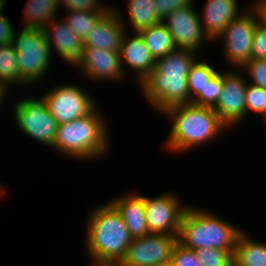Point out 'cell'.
I'll return each mask as SVG.
<instances>
[{
	"mask_svg": "<svg viewBox=\"0 0 266 266\" xmlns=\"http://www.w3.org/2000/svg\"><path fill=\"white\" fill-rule=\"evenodd\" d=\"M197 58L196 52L175 49L156 59L154 69L138 85L142 97L160 114L170 107L191 103L187 75Z\"/></svg>",
	"mask_w": 266,
	"mask_h": 266,
	"instance_id": "6da1fadb",
	"label": "cell"
},
{
	"mask_svg": "<svg viewBox=\"0 0 266 266\" xmlns=\"http://www.w3.org/2000/svg\"><path fill=\"white\" fill-rule=\"evenodd\" d=\"M85 242L89 266H117L133 238L116 208L109 202L88 213Z\"/></svg>",
	"mask_w": 266,
	"mask_h": 266,
	"instance_id": "7a4b0ae2",
	"label": "cell"
},
{
	"mask_svg": "<svg viewBox=\"0 0 266 266\" xmlns=\"http://www.w3.org/2000/svg\"><path fill=\"white\" fill-rule=\"evenodd\" d=\"M161 115L172 122L166 146L173 153L206 144L228 129L213 108L193 103L170 107Z\"/></svg>",
	"mask_w": 266,
	"mask_h": 266,
	"instance_id": "3957f363",
	"label": "cell"
},
{
	"mask_svg": "<svg viewBox=\"0 0 266 266\" xmlns=\"http://www.w3.org/2000/svg\"><path fill=\"white\" fill-rule=\"evenodd\" d=\"M98 105L87 115L58 124L52 149L72 159H98L109 152V126Z\"/></svg>",
	"mask_w": 266,
	"mask_h": 266,
	"instance_id": "277c9868",
	"label": "cell"
},
{
	"mask_svg": "<svg viewBox=\"0 0 266 266\" xmlns=\"http://www.w3.org/2000/svg\"><path fill=\"white\" fill-rule=\"evenodd\" d=\"M241 231V228L211 211L188 205L182 216L177 238L178 243L191 250L218 248L233 256Z\"/></svg>",
	"mask_w": 266,
	"mask_h": 266,
	"instance_id": "5b68a950",
	"label": "cell"
},
{
	"mask_svg": "<svg viewBox=\"0 0 266 266\" xmlns=\"http://www.w3.org/2000/svg\"><path fill=\"white\" fill-rule=\"evenodd\" d=\"M17 53V67L26 85L41 82L51 67V51L43 29L22 28L15 31L12 42ZM39 81V82H38Z\"/></svg>",
	"mask_w": 266,
	"mask_h": 266,
	"instance_id": "8992f818",
	"label": "cell"
},
{
	"mask_svg": "<svg viewBox=\"0 0 266 266\" xmlns=\"http://www.w3.org/2000/svg\"><path fill=\"white\" fill-rule=\"evenodd\" d=\"M12 108L13 119L23 134L49 148L54 146L58 123L42 97H23Z\"/></svg>",
	"mask_w": 266,
	"mask_h": 266,
	"instance_id": "52a82bcc",
	"label": "cell"
},
{
	"mask_svg": "<svg viewBox=\"0 0 266 266\" xmlns=\"http://www.w3.org/2000/svg\"><path fill=\"white\" fill-rule=\"evenodd\" d=\"M249 8V9H248ZM243 9L237 18L232 20L229 25L213 41L224 40L225 60L240 69L251 59L254 32L259 18L253 7Z\"/></svg>",
	"mask_w": 266,
	"mask_h": 266,
	"instance_id": "ba28073f",
	"label": "cell"
},
{
	"mask_svg": "<svg viewBox=\"0 0 266 266\" xmlns=\"http://www.w3.org/2000/svg\"><path fill=\"white\" fill-rule=\"evenodd\" d=\"M81 86L62 84L54 86L42 95L50 114L58 124H63L89 114L96 106L97 101Z\"/></svg>",
	"mask_w": 266,
	"mask_h": 266,
	"instance_id": "9c48e42d",
	"label": "cell"
},
{
	"mask_svg": "<svg viewBox=\"0 0 266 266\" xmlns=\"http://www.w3.org/2000/svg\"><path fill=\"white\" fill-rule=\"evenodd\" d=\"M231 69L224 71V83L214 112L220 121L229 129L243 121L246 116V87L247 78L242 70Z\"/></svg>",
	"mask_w": 266,
	"mask_h": 266,
	"instance_id": "30bf717a",
	"label": "cell"
},
{
	"mask_svg": "<svg viewBox=\"0 0 266 266\" xmlns=\"http://www.w3.org/2000/svg\"><path fill=\"white\" fill-rule=\"evenodd\" d=\"M146 223L150 233L178 236L181 219L188 207L173 192L144 196Z\"/></svg>",
	"mask_w": 266,
	"mask_h": 266,
	"instance_id": "8fae6325",
	"label": "cell"
},
{
	"mask_svg": "<svg viewBox=\"0 0 266 266\" xmlns=\"http://www.w3.org/2000/svg\"><path fill=\"white\" fill-rule=\"evenodd\" d=\"M177 242V236L156 233L135 238L127 247L125 256L117 266H153L171 261Z\"/></svg>",
	"mask_w": 266,
	"mask_h": 266,
	"instance_id": "7c38bea8",
	"label": "cell"
},
{
	"mask_svg": "<svg viewBox=\"0 0 266 266\" xmlns=\"http://www.w3.org/2000/svg\"><path fill=\"white\" fill-rule=\"evenodd\" d=\"M194 2L195 0L185 7L174 10L162 20V23L173 36L177 49L191 50L198 54L203 43L210 39L202 28L200 16L193 6Z\"/></svg>",
	"mask_w": 266,
	"mask_h": 266,
	"instance_id": "4fadbf2b",
	"label": "cell"
},
{
	"mask_svg": "<svg viewBox=\"0 0 266 266\" xmlns=\"http://www.w3.org/2000/svg\"><path fill=\"white\" fill-rule=\"evenodd\" d=\"M75 67L81 69L88 80H123L124 71L120 62L119 50L83 48L82 57Z\"/></svg>",
	"mask_w": 266,
	"mask_h": 266,
	"instance_id": "5bb4252c",
	"label": "cell"
},
{
	"mask_svg": "<svg viewBox=\"0 0 266 266\" xmlns=\"http://www.w3.org/2000/svg\"><path fill=\"white\" fill-rule=\"evenodd\" d=\"M43 31L51 51L54 48L62 60L74 67L82 57L83 40L62 18H54Z\"/></svg>",
	"mask_w": 266,
	"mask_h": 266,
	"instance_id": "9a60e30c",
	"label": "cell"
},
{
	"mask_svg": "<svg viewBox=\"0 0 266 266\" xmlns=\"http://www.w3.org/2000/svg\"><path fill=\"white\" fill-rule=\"evenodd\" d=\"M118 9H112L96 24L83 40V48L119 50L128 31Z\"/></svg>",
	"mask_w": 266,
	"mask_h": 266,
	"instance_id": "2e32d148",
	"label": "cell"
},
{
	"mask_svg": "<svg viewBox=\"0 0 266 266\" xmlns=\"http://www.w3.org/2000/svg\"><path fill=\"white\" fill-rule=\"evenodd\" d=\"M128 35L126 31L119 48L120 62L124 74H126L124 65L134 70L135 74L137 73V85H140L154 69L156 60L138 32H134L132 37Z\"/></svg>",
	"mask_w": 266,
	"mask_h": 266,
	"instance_id": "e0dca14e",
	"label": "cell"
},
{
	"mask_svg": "<svg viewBox=\"0 0 266 266\" xmlns=\"http://www.w3.org/2000/svg\"><path fill=\"white\" fill-rule=\"evenodd\" d=\"M119 212L133 239L150 234L146 223L144 196L137 192L126 193L109 201Z\"/></svg>",
	"mask_w": 266,
	"mask_h": 266,
	"instance_id": "ac0fdd59",
	"label": "cell"
},
{
	"mask_svg": "<svg viewBox=\"0 0 266 266\" xmlns=\"http://www.w3.org/2000/svg\"><path fill=\"white\" fill-rule=\"evenodd\" d=\"M237 0H207L200 21L205 34L213 41L229 23L237 18L239 11ZM202 16V17H201Z\"/></svg>",
	"mask_w": 266,
	"mask_h": 266,
	"instance_id": "d6986e66",
	"label": "cell"
},
{
	"mask_svg": "<svg viewBox=\"0 0 266 266\" xmlns=\"http://www.w3.org/2000/svg\"><path fill=\"white\" fill-rule=\"evenodd\" d=\"M244 230L237 238L233 266H266V241L252 240Z\"/></svg>",
	"mask_w": 266,
	"mask_h": 266,
	"instance_id": "ffe728a7",
	"label": "cell"
},
{
	"mask_svg": "<svg viewBox=\"0 0 266 266\" xmlns=\"http://www.w3.org/2000/svg\"><path fill=\"white\" fill-rule=\"evenodd\" d=\"M59 6V0H28L23 12V28L43 29L57 17Z\"/></svg>",
	"mask_w": 266,
	"mask_h": 266,
	"instance_id": "44dd1931",
	"label": "cell"
},
{
	"mask_svg": "<svg viewBox=\"0 0 266 266\" xmlns=\"http://www.w3.org/2000/svg\"><path fill=\"white\" fill-rule=\"evenodd\" d=\"M138 33L155 60L177 49L173 36L162 22Z\"/></svg>",
	"mask_w": 266,
	"mask_h": 266,
	"instance_id": "7402d4cb",
	"label": "cell"
},
{
	"mask_svg": "<svg viewBox=\"0 0 266 266\" xmlns=\"http://www.w3.org/2000/svg\"><path fill=\"white\" fill-rule=\"evenodd\" d=\"M218 72L217 69L204 61L197 59L194 62L187 75L191 103L204 106V89Z\"/></svg>",
	"mask_w": 266,
	"mask_h": 266,
	"instance_id": "603a6c76",
	"label": "cell"
},
{
	"mask_svg": "<svg viewBox=\"0 0 266 266\" xmlns=\"http://www.w3.org/2000/svg\"><path fill=\"white\" fill-rule=\"evenodd\" d=\"M127 3L128 19L133 33L162 22L155 11L153 0H128Z\"/></svg>",
	"mask_w": 266,
	"mask_h": 266,
	"instance_id": "cb8c5ba5",
	"label": "cell"
},
{
	"mask_svg": "<svg viewBox=\"0 0 266 266\" xmlns=\"http://www.w3.org/2000/svg\"><path fill=\"white\" fill-rule=\"evenodd\" d=\"M17 60V53L12 43L0 46V85L7 90L13 85L21 87L26 85L19 75Z\"/></svg>",
	"mask_w": 266,
	"mask_h": 266,
	"instance_id": "d4e9b609",
	"label": "cell"
},
{
	"mask_svg": "<svg viewBox=\"0 0 266 266\" xmlns=\"http://www.w3.org/2000/svg\"><path fill=\"white\" fill-rule=\"evenodd\" d=\"M109 11H68L63 19L84 40L87 34Z\"/></svg>",
	"mask_w": 266,
	"mask_h": 266,
	"instance_id": "484cf974",
	"label": "cell"
},
{
	"mask_svg": "<svg viewBox=\"0 0 266 266\" xmlns=\"http://www.w3.org/2000/svg\"><path fill=\"white\" fill-rule=\"evenodd\" d=\"M194 252L202 266H233V257L226 250L202 248Z\"/></svg>",
	"mask_w": 266,
	"mask_h": 266,
	"instance_id": "4316f807",
	"label": "cell"
},
{
	"mask_svg": "<svg viewBox=\"0 0 266 266\" xmlns=\"http://www.w3.org/2000/svg\"><path fill=\"white\" fill-rule=\"evenodd\" d=\"M246 115L251 111L266 115V90L262 87L247 84L245 92Z\"/></svg>",
	"mask_w": 266,
	"mask_h": 266,
	"instance_id": "83f0119b",
	"label": "cell"
},
{
	"mask_svg": "<svg viewBox=\"0 0 266 266\" xmlns=\"http://www.w3.org/2000/svg\"><path fill=\"white\" fill-rule=\"evenodd\" d=\"M244 72L245 70L250 77V82L252 85L262 87L266 90V60L261 59H250L247 63H245L240 70Z\"/></svg>",
	"mask_w": 266,
	"mask_h": 266,
	"instance_id": "f1b7e54d",
	"label": "cell"
},
{
	"mask_svg": "<svg viewBox=\"0 0 266 266\" xmlns=\"http://www.w3.org/2000/svg\"><path fill=\"white\" fill-rule=\"evenodd\" d=\"M59 5L67 11H110L111 6L99 0H59Z\"/></svg>",
	"mask_w": 266,
	"mask_h": 266,
	"instance_id": "f546056e",
	"label": "cell"
},
{
	"mask_svg": "<svg viewBox=\"0 0 266 266\" xmlns=\"http://www.w3.org/2000/svg\"><path fill=\"white\" fill-rule=\"evenodd\" d=\"M224 83V71H219L204 89V106L213 108L220 96Z\"/></svg>",
	"mask_w": 266,
	"mask_h": 266,
	"instance_id": "4dcf8cb0",
	"label": "cell"
},
{
	"mask_svg": "<svg viewBox=\"0 0 266 266\" xmlns=\"http://www.w3.org/2000/svg\"><path fill=\"white\" fill-rule=\"evenodd\" d=\"M171 263L173 266H202L194 250L188 249L178 242L173 249Z\"/></svg>",
	"mask_w": 266,
	"mask_h": 266,
	"instance_id": "1f68e13d",
	"label": "cell"
},
{
	"mask_svg": "<svg viewBox=\"0 0 266 266\" xmlns=\"http://www.w3.org/2000/svg\"><path fill=\"white\" fill-rule=\"evenodd\" d=\"M251 59L266 60V26L258 22L254 32Z\"/></svg>",
	"mask_w": 266,
	"mask_h": 266,
	"instance_id": "d6a6232c",
	"label": "cell"
},
{
	"mask_svg": "<svg viewBox=\"0 0 266 266\" xmlns=\"http://www.w3.org/2000/svg\"><path fill=\"white\" fill-rule=\"evenodd\" d=\"M193 0H153L154 8L161 20L178 8L185 7Z\"/></svg>",
	"mask_w": 266,
	"mask_h": 266,
	"instance_id": "836d02e7",
	"label": "cell"
},
{
	"mask_svg": "<svg viewBox=\"0 0 266 266\" xmlns=\"http://www.w3.org/2000/svg\"><path fill=\"white\" fill-rule=\"evenodd\" d=\"M3 13H0V46L11 44L15 33L10 19Z\"/></svg>",
	"mask_w": 266,
	"mask_h": 266,
	"instance_id": "e575fe53",
	"label": "cell"
},
{
	"mask_svg": "<svg viewBox=\"0 0 266 266\" xmlns=\"http://www.w3.org/2000/svg\"><path fill=\"white\" fill-rule=\"evenodd\" d=\"M253 8L257 12L259 22L266 26V0L258 2Z\"/></svg>",
	"mask_w": 266,
	"mask_h": 266,
	"instance_id": "d590c367",
	"label": "cell"
},
{
	"mask_svg": "<svg viewBox=\"0 0 266 266\" xmlns=\"http://www.w3.org/2000/svg\"><path fill=\"white\" fill-rule=\"evenodd\" d=\"M9 90H7L4 86L0 85V107L2 106V102L5 100V98L7 97L6 95H8Z\"/></svg>",
	"mask_w": 266,
	"mask_h": 266,
	"instance_id": "8d00e7d4",
	"label": "cell"
},
{
	"mask_svg": "<svg viewBox=\"0 0 266 266\" xmlns=\"http://www.w3.org/2000/svg\"><path fill=\"white\" fill-rule=\"evenodd\" d=\"M153 266H173L171 261H166V262H162V263H159V264H155Z\"/></svg>",
	"mask_w": 266,
	"mask_h": 266,
	"instance_id": "74e56055",
	"label": "cell"
},
{
	"mask_svg": "<svg viewBox=\"0 0 266 266\" xmlns=\"http://www.w3.org/2000/svg\"><path fill=\"white\" fill-rule=\"evenodd\" d=\"M7 0H0V13H2L4 10V5H5V2H6Z\"/></svg>",
	"mask_w": 266,
	"mask_h": 266,
	"instance_id": "f35d334b",
	"label": "cell"
},
{
	"mask_svg": "<svg viewBox=\"0 0 266 266\" xmlns=\"http://www.w3.org/2000/svg\"><path fill=\"white\" fill-rule=\"evenodd\" d=\"M3 185H1V183H0V198H2L3 196H4V192H5V189H4V187H2Z\"/></svg>",
	"mask_w": 266,
	"mask_h": 266,
	"instance_id": "ab89813d",
	"label": "cell"
},
{
	"mask_svg": "<svg viewBox=\"0 0 266 266\" xmlns=\"http://www.w3.org/2000/svg\"><path fill=\"white\" fill-rule=\"evenodd\" d=\"M260 1H262V0H256V2H254V3H251V5H248L249 7H254L258 2H260Z\"/></svg>",
	"mask_w": 266,
	"mask_h": 266,
	"instance_id": "60d3db41",
	"label": "cell"
}]
</instances>
